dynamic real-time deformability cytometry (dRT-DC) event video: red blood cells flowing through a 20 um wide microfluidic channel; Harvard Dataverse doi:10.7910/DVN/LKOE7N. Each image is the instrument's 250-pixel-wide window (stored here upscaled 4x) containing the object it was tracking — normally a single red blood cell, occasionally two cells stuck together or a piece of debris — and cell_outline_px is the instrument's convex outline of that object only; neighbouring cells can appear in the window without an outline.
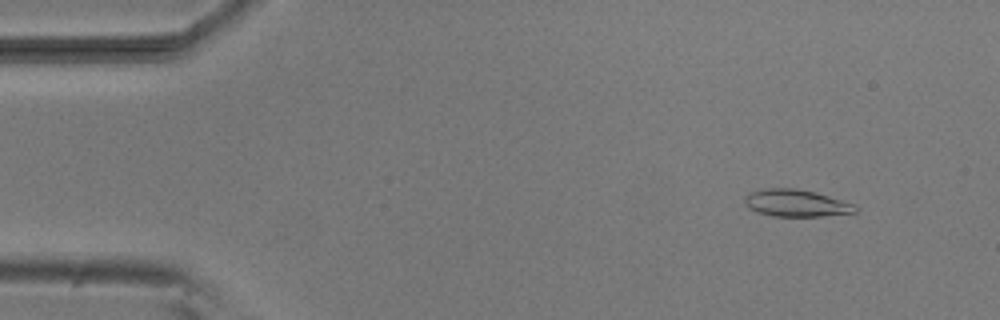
{"species": "common noctule bat (a hibernating species)", "species_latin": "Nyctalus noctula", "temperature_condition": "room temperature", "stored_images_in_passage": 11, "camera_frame_rate_fps": 3000, "um_per_image_px": 0.085, "animal": {"sex": "male", "body_mass_g": 20.5, "forearm_length_mm": 52.5}, "frame": {"image": 1, "passage_image": 4, "time_ms": 1.0, "image_size_px": [1000, 320], "cell_outline_px": [[856, 212], [820, 216], [772, 216], [760, 212], [744, 204], [744, 200], [752, 192], [764, 188], [796, 188], [816, 192], [852, 204], [856, 208]], "centroid_in_image_um": [67.66, 17.26], "position_along_channel_um": 17.3, "area_um2": 16.99}}